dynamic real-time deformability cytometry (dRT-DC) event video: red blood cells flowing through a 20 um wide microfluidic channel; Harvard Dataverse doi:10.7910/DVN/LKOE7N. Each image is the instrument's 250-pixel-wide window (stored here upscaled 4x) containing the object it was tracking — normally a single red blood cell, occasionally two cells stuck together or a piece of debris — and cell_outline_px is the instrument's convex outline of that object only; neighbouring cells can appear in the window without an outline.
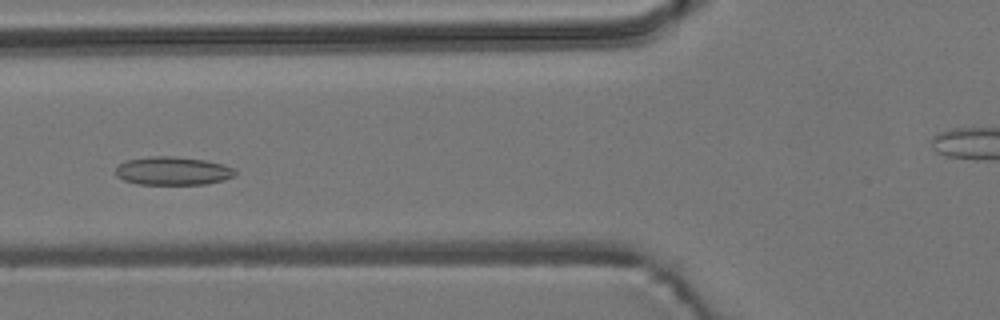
{"species": "common noctule bat (a hibernating species)", "species_latin": "Nyctalus noctula", "temperature_condition": "room temperature", "stored_images_in_passage": 54, "camera_frame_rate_fps": 3000, "um_per_image_px": 0.085, "animal": {"sex": "male", "body_mass_g": 19.2, "forearm_length_mm": 51.8}, "frame": {"image": 1, "passage_image": 19, "time_ms": 6.0, "image_size_px": [1000, 320], "cell_outline_px": [[236, 176], [224, 180], [208, 184], [136, 184], [124, 180], [116, 176], [116, 168], [120, 164], [128, 160], [148, 156], [172, 156], [204, 160], [224, 164], [232, 168], [236, 172]], "centroid_in_image_um": [14.71, 14.53], "position_along_channel_um": 111.1, "area_um2": 19.77}}
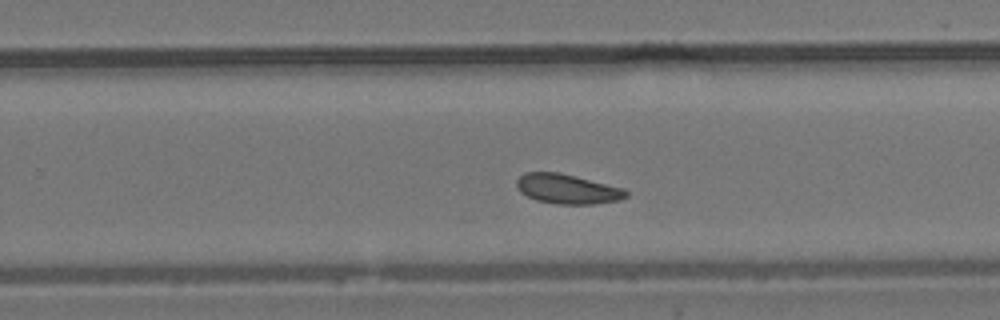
{"frame": {"image": 2, "passage_image": 33, "time_ms": 10.667, "image_size_px": [1000, 320], "cell_outline_px": [[628, 196], [620, 200], [596, 204], [556, 204], [536, 200], [520, 192], [516, 188], [516, 180], [524, 172], [560, 172], [624, 188], [628, 192]], "centroid_in_image_um": [48.22, 16.06], "position_along_channel_um": 281.6, "area_um2": 19.13}}
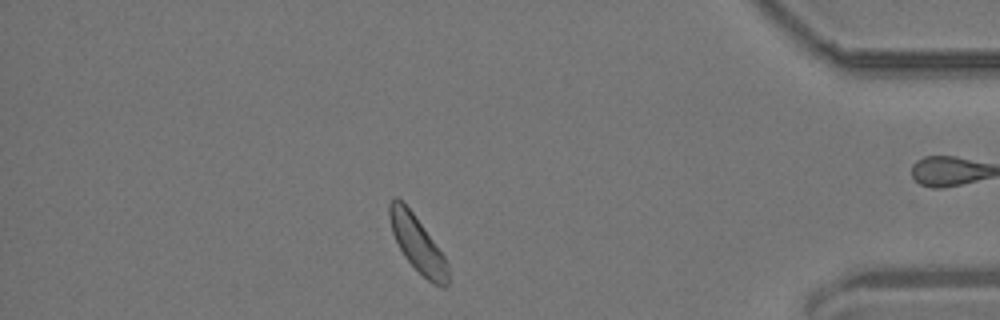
{"frame": {"image": 3, "passage_image": 46, "time_ms": 15.0, "image_size_px": [1000, 320], "cell_outline_px": [[448, 284], [444, 288], [440, 288], [432, 284], [404, 256], [392, 232], [388, 216], [388, 204], [396, 196], [412, 212], [444, 256], [448, 264]], "centroid_in_image_um": [35.48, 20.76], "position_along_channel_um": 399.7, "area_um2": 18.61}}